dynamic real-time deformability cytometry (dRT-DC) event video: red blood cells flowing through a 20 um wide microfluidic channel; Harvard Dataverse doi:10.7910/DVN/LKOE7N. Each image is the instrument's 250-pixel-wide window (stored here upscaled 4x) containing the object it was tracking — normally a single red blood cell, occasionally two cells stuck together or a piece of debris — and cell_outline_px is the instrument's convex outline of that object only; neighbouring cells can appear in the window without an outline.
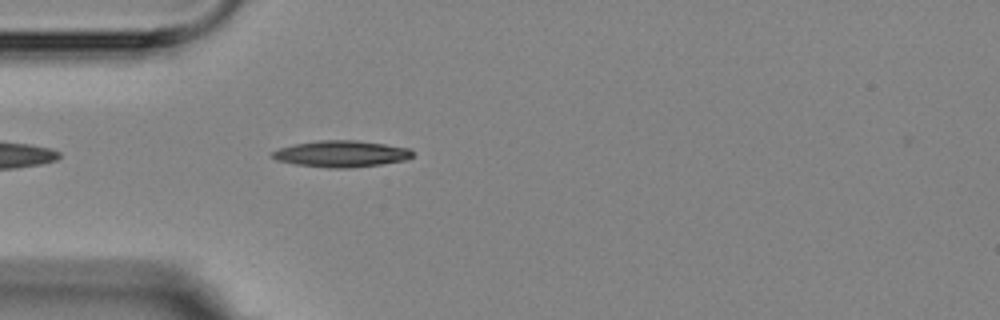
{"species": "Egyptian fruit bat (a non-hibernating species)", "species_latin": "Rousettus aegyptiacus", "temperature_condition": "room temperature", "stored_images_in_passage": 3, "camera_frame_rate_fps": 3000, "um_per_image_px": 0.085, "animal": {"sex": "female"}, "frame": {"image": 1, "passage_image": 3, "time_ms": 2.333, "image_size_px": [1000, 320], "cell_outline_px": [[412, 156], [404, 160], [380, 164], [348, 168], [328, 168], [296, 164], [276, 160], [272, 156], [272, 152], [280, 148], [296, 144], [320, 140], [356, 140], [384, 144], [408, 148], [412, 152]], "centroid_in_image_um": [28.99, 13.07], "position_along_channel_um": 56.0, "area_um2": 21.27}}